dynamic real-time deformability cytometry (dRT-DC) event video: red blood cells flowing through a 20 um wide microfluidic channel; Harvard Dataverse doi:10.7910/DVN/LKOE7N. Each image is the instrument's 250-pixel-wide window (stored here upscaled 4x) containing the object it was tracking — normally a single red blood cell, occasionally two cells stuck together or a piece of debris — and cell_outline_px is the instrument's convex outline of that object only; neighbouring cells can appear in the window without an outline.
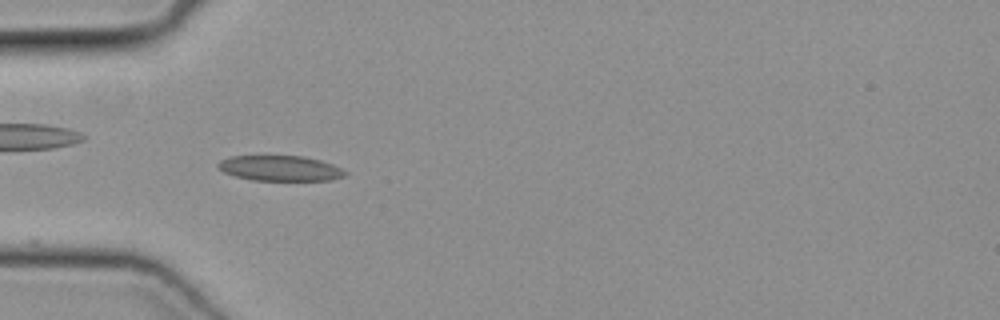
{"species": "common noctule bat (a hibernating species)", "species_latin": "Nyctalus noctula", "temperature_condition": "cold", "stored_images_in_passage": 49, "camera_frame_rate_fps": 3000, "um_per_image_px": 0.085, "animal": {"sex": "female", "body_mass_g": 19.3, "forearm_length_mm": 54.1}, "frame": {"image": 1, "passage_image": 15, "time_ms": 4.667, "image_size_px": [1000, 320], "cell_outline_px": [[348, 172], [344, 176], [332, 180], [252, 180], [236, 176], [224, 172], [216, 168], [216, 164], [220, 160], [228, 156], [304, 156], [320, 160], [332, 164]], "centroid_in_image_um": [23.78, 14.3], "position_along_channel_um": 61.2, "area_um2": 18.79}}
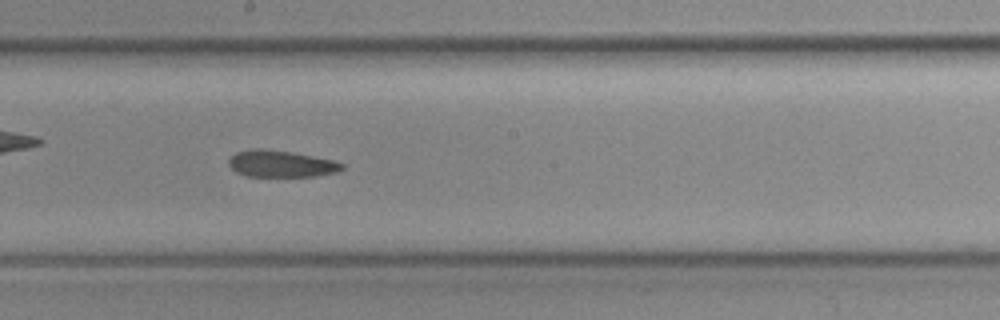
{"frame": {"image": 2, "passage_image": 27, "time_ms": 8.667, "image_size_px": [1000, 320], "cell_outline_px": [[344, 168], [340, 172], [316, 176], [244, 176], [236, 172], [228, 164], [228, 160], [236, 152], [252, 148], [260, 148], [292, 152], [332, 160], [344, 164]], "centroid_in_image_um": [23.88, 13.92], "position_along_channel_um": 224.3, "area_um2": 17.69}}
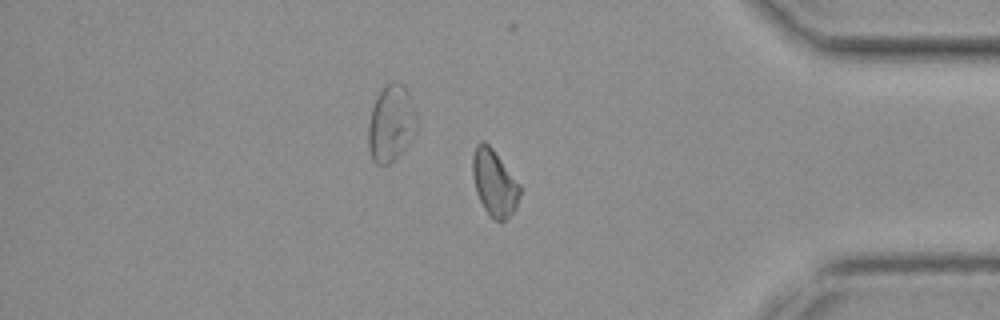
{"frame": {"image": 3, "passage_image": 41, "time_ms": 13.333, "image_size_px": [1000, 320], "cell_outline_px": [[520, 196], [516, 208], [504, 220], [492, 220], [484, 208], [476, 192], [472, 172], [472, 156], [476, 144], [480, 140], [484, 140], [492, 148], [520, 184]], "centroid_in_image_um": [42.0, 15.52], "position_along_channel_um": 393.2, "area_um2": 18.26}}